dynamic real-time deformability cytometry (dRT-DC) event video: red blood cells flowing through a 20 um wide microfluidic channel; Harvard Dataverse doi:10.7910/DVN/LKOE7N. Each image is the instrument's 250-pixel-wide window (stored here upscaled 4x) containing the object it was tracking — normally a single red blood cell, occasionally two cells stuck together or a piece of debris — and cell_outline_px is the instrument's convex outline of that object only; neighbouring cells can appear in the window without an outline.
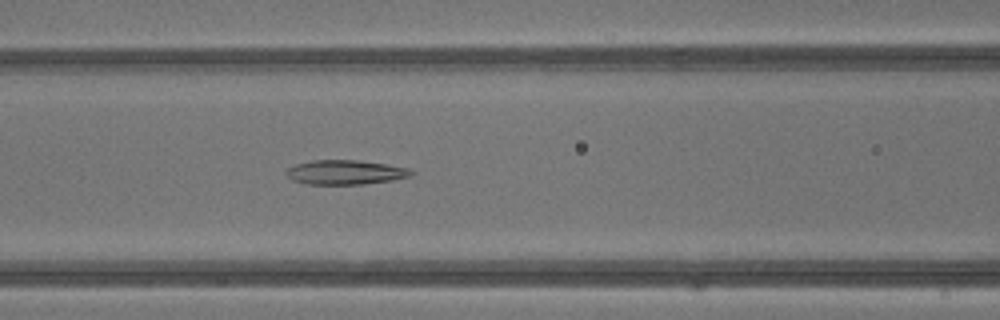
{"species": "common noctule bat (a hibernating species)", "species_latin": "Nyctalus noctula", "temperature_condition": "warm", "stored_images_in_passage": 25, "camera_frame_rate_fps": 3000, "um_per_image_px": 0.085, "animal": {"sex": "male", "body_mass_g": 13.3}, "frame": {"image": 1, "passage_image": 9, "time_ms": 2.667, "image_size_px": [1000, 320], "cell_outline_px": [[416, 172], [412, 176], [392, 180], [364, 184], [308, 184], [292, 180], [284, 172], [288, 168], [296, 164], [312, 160], [360, 160], [388, 164], [408, 168]], "centroid_in_image_um": [29.39, 14.64], "position_along_channel_um": 137.2, "area_um2": 17.92}}
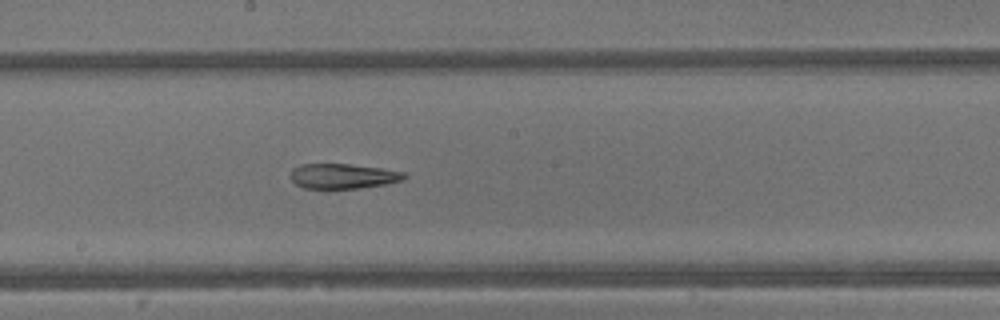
{"frame": {"image": 2, "passage_image": 14, "time_ms": 4.333, "image_size_px": [1000, 320], "cell_outline_px": [[408, 176], [404, 180], [384, 184], [360, 188], [304, 188], [296, 184], [292, 180], [292, 168], [300, 164], [348, 164], [380, 168], [404, 172]], "centroid_in_image_um": [29.17, 14.97], "position_along_channel_um": 219.0, "area_um2": 16.42}}
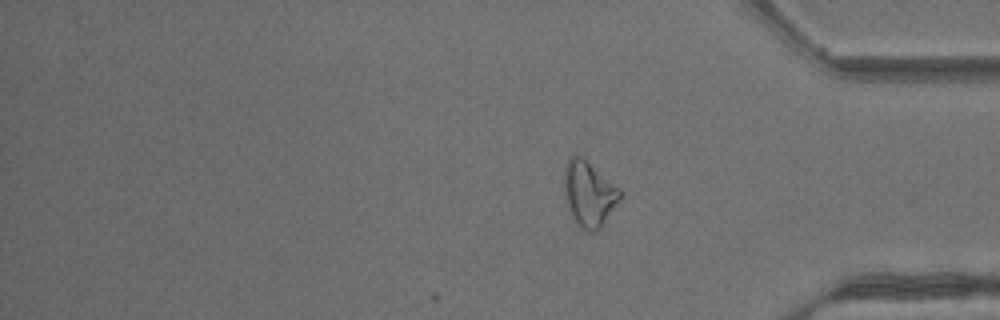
{"frame": {"image": 3, "passage_image": 25, "time_ms": 8.0, "image_size_px": [1000, 320], "cell_outline_px": [[624, 192], [600, 228], [596, 232], [588, 232], [580, 228], [568, 208], [564, 192], [564, 168], [568, 160], [572, 156], [584, 156], [620, 188]], "centroid_in_image_um": [50.07, 16.44], "position_along_channel_um": 385.1, "area_um2": 21.39}, "authors_computed_cell_mechanics": {"area_um2": 17.918, "velocity_mm_per_s": 4.9211, "shape_relaxation_time_tau1_ms": null, "shape_relaxation_time_tau2_ms": 3.2906, "deformation_change_tau1": null, "deformation_change_tau2": 0.1343}}